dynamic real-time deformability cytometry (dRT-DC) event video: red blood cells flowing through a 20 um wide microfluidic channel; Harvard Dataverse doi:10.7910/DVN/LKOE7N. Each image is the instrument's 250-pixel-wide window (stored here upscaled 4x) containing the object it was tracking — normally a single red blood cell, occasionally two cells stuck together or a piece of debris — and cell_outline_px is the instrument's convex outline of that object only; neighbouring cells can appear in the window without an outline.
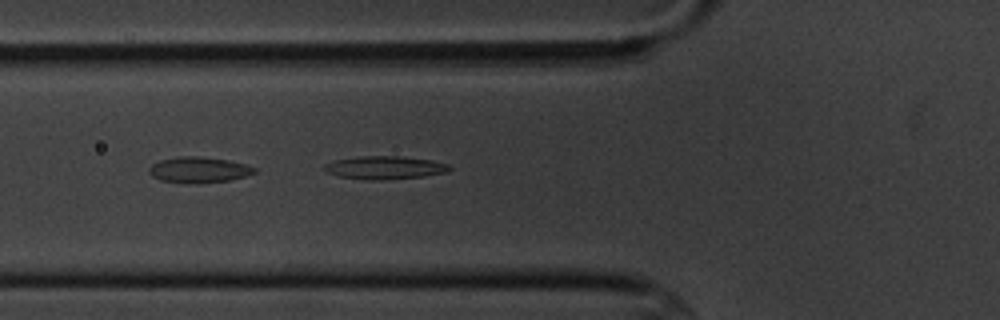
{"species": "common noctule bat (a hibernating species)", "species_latin": "Nyctalus noctula", "temperature_condition": "cold", "stored_images_in_passage": 6, "camera_frame_rate_fps": 3000, "um_per_image_px": 0.085, "animal": {"sex": "male", "body_mass_g": 20.1, "forearm_length_mm": 53.5}, "frame": {"image": 1, "passage_image": 6, "time_ms": 5.667, "image_size_px": [1000, 320], "cell_outline_px": [[452, 168], [448, 172], [424, 176], [380, 180], [368, 180], [340, 176], [324, 172], [320, 168], [324, 164], [332, 160], [360, 156], [400, 156], [432, 160], [448, 164]], "centroid_in_image_um": [32.65, 14.24], "position_along_channel_um": 93.1, "area_um2": 17.05}}